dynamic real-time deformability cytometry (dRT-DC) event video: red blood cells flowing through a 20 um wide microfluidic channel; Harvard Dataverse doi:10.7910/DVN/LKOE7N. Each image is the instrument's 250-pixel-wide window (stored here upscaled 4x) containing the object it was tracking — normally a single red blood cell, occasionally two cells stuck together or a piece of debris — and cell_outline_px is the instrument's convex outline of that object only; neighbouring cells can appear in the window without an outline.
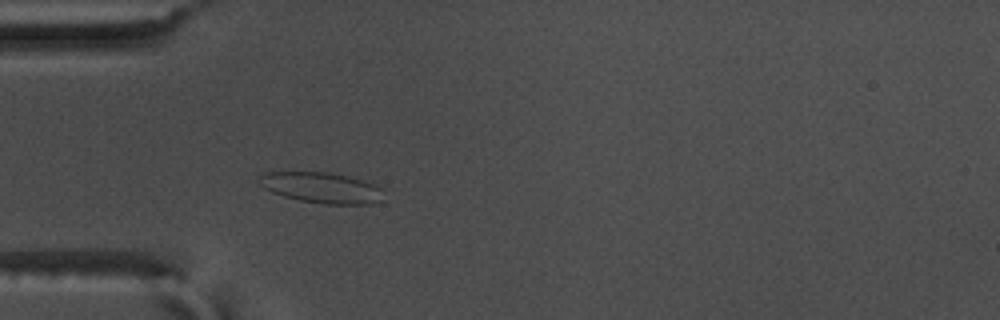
{"species": "common noctule bat (a hibernating species)", "species_latin": "Nyctalus noctula", "temperature_condition": "warm", "stored_images_in_passage": 53, "camera_frame_rate_fps": 3000, "um_per_image_px": 0.085, "animal": {"sex": "male", "body_mass_g": 17.5, "forearm_length_mm": 52.3}, "frame": {"image": 1, "passage_image": 14, "time_ms": 4.333, "image_size_px": [1000, 320], "cell_outline_px": [[384, 188], [380, 200], [368, 204], [324, 204], [300, 200], [284, 196], [272, 192], [264, 188], [256, 180], [264, 172], [328, 172], [348, 176]], "centroid_in_image_um": [27.29, 15.95], "position_along_channel_um": 57.7, "area_um2": 22.14}}
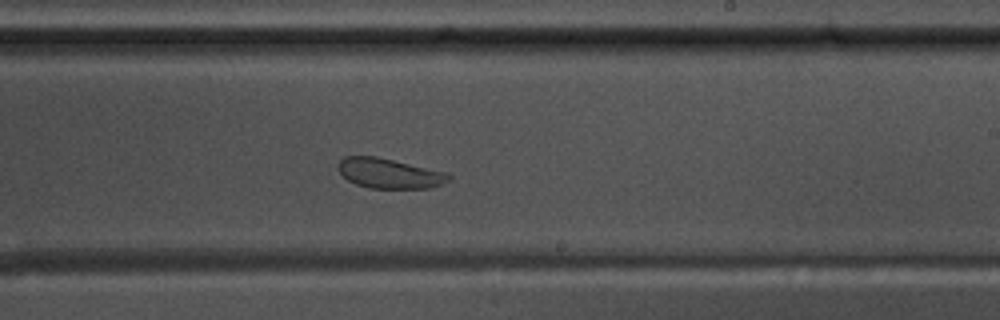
{"frame": {"image": 2, "passage_image": 31, "time_ms": 10.0, "image_size_px": [1000, 320], "cell_outline_px": [[452, 176], [448, 180], [440, 184], [428, 188], [368, 188], [356, 184], [348, 180], [336, 168], [340, 160], [344, 156], [376, 156], [448, 172]], "centroid_in_image_um": [33.08, 14.73], "position_along_channel_um": 255.9, "area_um2": 19.31}}
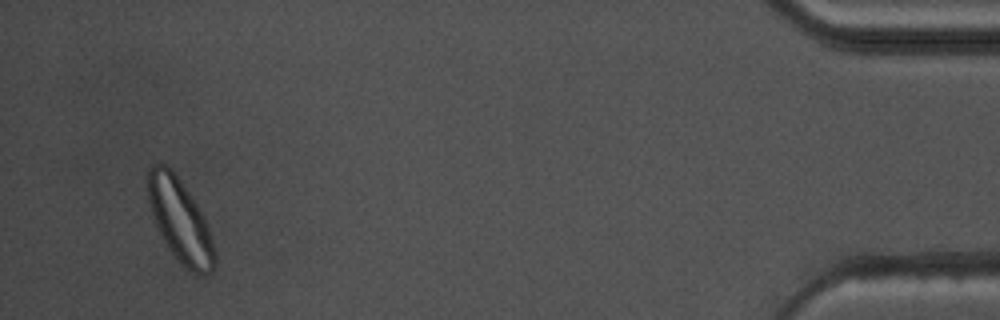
{"frame": {"image": 3, "passage_image": 51, "time_ms": 16.667, "image_size_px": [1000, 320], "cell_outline_px": [[216, 268], [212, 272], [204, 276], [192, 272], [168, 248], [156, 224], [148, 200], [144, 176], [148, 164], [164, 164], [176, 176], [188, 192], [196, 204], [208, 228], [216, 252]], "centroid_in_image_um": [15.27, 18.72], "position_along_channel_um": 419.9, "area_um2": 32.02}}